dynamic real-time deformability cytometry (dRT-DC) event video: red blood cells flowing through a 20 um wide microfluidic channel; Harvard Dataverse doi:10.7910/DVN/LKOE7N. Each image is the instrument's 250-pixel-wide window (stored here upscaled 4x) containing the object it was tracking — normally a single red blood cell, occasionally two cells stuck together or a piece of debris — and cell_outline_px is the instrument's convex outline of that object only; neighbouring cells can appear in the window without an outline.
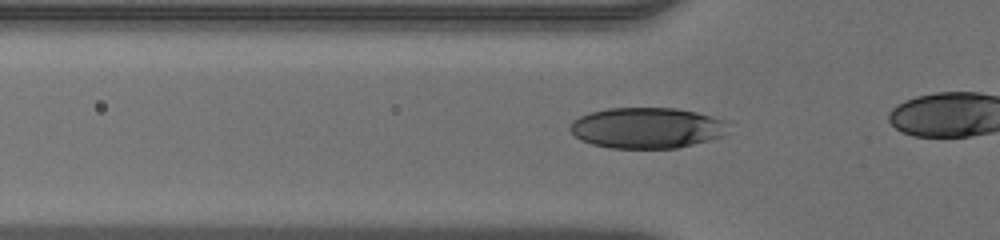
{"species": "human", "species_latin": "Homo sapiens", "temperature_condition": "warm", "stored_images_in_passage": 7, "camera_frame_rate_fps": 3000, "um_per_image_px": 0.085, "donor": {"sex": "male"}, "frame": {"image": 1, "passage_image": 2, "time_ms": 0.333, "image_size_px": [1000, 240], "cell_outline_px": [[724, 136], [676, 148], [612, 148], [592, 144], [580, 140], [568, 128], [572, 120], [588, 112], [608, 108], [676, 108], [696, 112], [712, 116], [724, 120]], "centroid_in_image_um": [54.91, 10.86], "position_along_channel_um": 70.9, "area_um2": 37.45}}
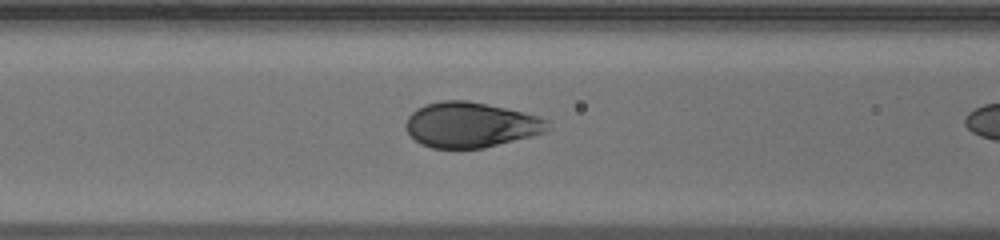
{"frame": {"image": 2, "passage_image": 6, "time_ms": 1.667, "image_size_px": [1000, 240], "cell_outline_px": [[548, 128], [544, 132], [484, 148], [432, 148], [420, 144], [408, 132], [404, 124], [408, 116], [416, 108], [424, 104], [440, 100], [468, 100], [504, 108], [536, 116], [548, 120]], "centroid_in_image_um": [39.93, 10.6], "position_along_channel_um": 126.7, "area_um2": 37.11}}